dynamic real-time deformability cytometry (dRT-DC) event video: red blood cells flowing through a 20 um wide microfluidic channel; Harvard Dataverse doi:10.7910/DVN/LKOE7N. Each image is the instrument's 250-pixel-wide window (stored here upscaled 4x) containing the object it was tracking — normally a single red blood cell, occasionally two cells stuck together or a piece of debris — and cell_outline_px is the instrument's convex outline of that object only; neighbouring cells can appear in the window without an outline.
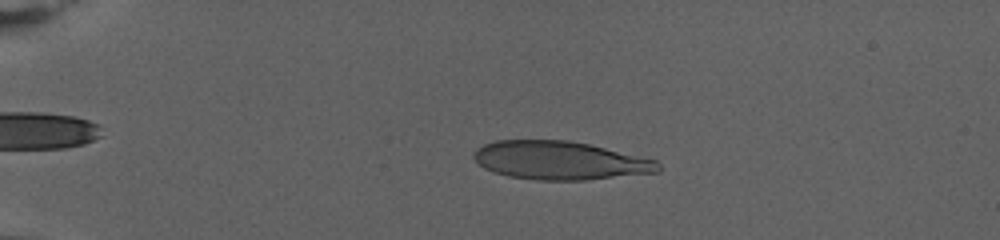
{"species": "human", "species_latin": "Homo sapiens", "temperature_condition": "warm", "stored_images_in_passage": 79, "camera_frame_rate_fps": 3000, "um_per_image_px": 0.085, "donor": {"sex": "female"}, "frame": {"image": 1, "passage_image": 18, "time_ms": 5.667, "image_size_px": [1000, 240], "cell_outline_px": [[660, 172], [584, 180], [536, 180], [508, 176], [492, 172], [484, 168], [472, 156], [472, 152], [476, 148], [484, 144], [496, 140], [568, 140], [588, 144], [656, 160], [660, 164]], "centroid_in_image_um": [47.56, 13.64], "position_along_channel_um": 37.4, "area_um2": 41.27}}
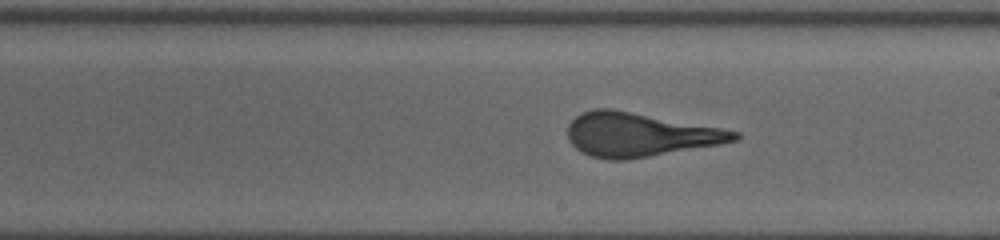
{"frame": {"image": 2, "passage_image": 48, "time_ms": 15.667, "image_size_px": [1000, 240], "cell_outline_px": [[740, 136], [736, 140], [720, 144], [628, 160], [608, 160], [592, 156], [580, 152], [568, 140], [568, 124], [576, 116], [584, 112], [596, 108], [612, 108], [720, 128], [740, 132]], "centroid_in_image_um": [54.33, 11.45], "position_along_channel_um": 234.7, "area_um2": 42.43}}
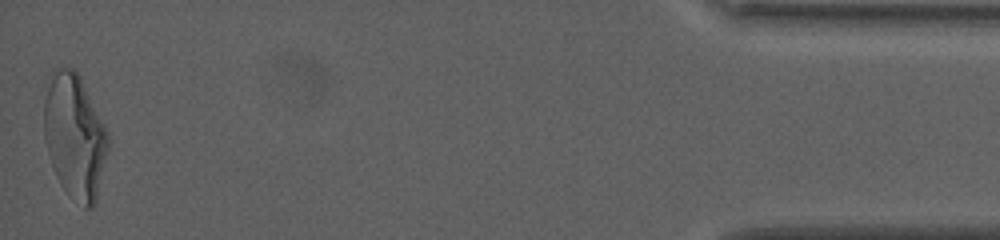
{"frame": {"image": 3, "passage_image": 79, "time_ms": 26.0, "image_size_px": [1000, 240], "cell_outline_px": [[108, 148], [96, 200], [92, 208], [84, 208], [68, 196], [60, 184], [56, 176], [48, 152], [44, 136], [44, 100], [48, 88], [56, 72], [60, 68], [72, 68], [80, 76], [108, 132]], "centroid_in_image_um": [6.36, 11.65], "position_along_channel_um": 428.8, "area_um2": 45.72}, "authors_computed_cell_mechanics": {"area_um2": 42.0206, "velocity_mm_per_s": 2.6333, "shape_relaxation_time_tau1_ms": 7.7806, "shape_relaxation_time_tau2_ms": 1.0409, "deformation_change_tau1": 0.2922, "deformation_change_tau2": 0.1221}}